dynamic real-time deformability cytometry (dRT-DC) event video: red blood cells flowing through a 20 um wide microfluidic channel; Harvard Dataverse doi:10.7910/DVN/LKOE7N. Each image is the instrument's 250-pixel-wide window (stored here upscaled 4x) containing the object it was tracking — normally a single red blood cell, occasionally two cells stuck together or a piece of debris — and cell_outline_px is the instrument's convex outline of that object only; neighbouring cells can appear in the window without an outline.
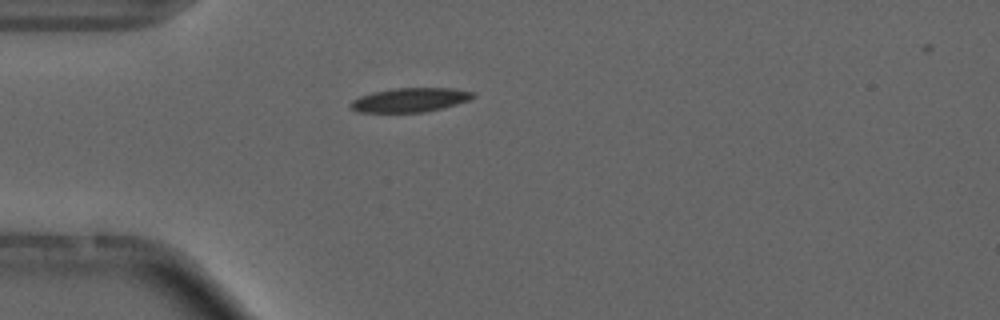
{"species": "common noctule bat (a hibernating species)", "species_latin": "Nyctalus noctula", "temperature_condition": "cold", "stored_images_in_passage": 2, "camera_frame_rate_fps": 3000, "um_per_image_px": 0.085, "animal": {"sex": "male", "forearm_length_mm": 52.5}, "frame": {"image": 1, "passage_image": 1, "time_ms": 0.0, "image_size_px": [1000, 320], "cell_outline_px": [[476, 96], [468, 100], [444, 108], [424, 112], [356, 112], [348, 104], [352, 100], [360, 96], [372, 92], [396, 88], [452, 88], [472, 92]], "centroid_in_image_um": [34.83, 8.5], "position_along_channel_um": 50.2, "area_um2": 17.17}}